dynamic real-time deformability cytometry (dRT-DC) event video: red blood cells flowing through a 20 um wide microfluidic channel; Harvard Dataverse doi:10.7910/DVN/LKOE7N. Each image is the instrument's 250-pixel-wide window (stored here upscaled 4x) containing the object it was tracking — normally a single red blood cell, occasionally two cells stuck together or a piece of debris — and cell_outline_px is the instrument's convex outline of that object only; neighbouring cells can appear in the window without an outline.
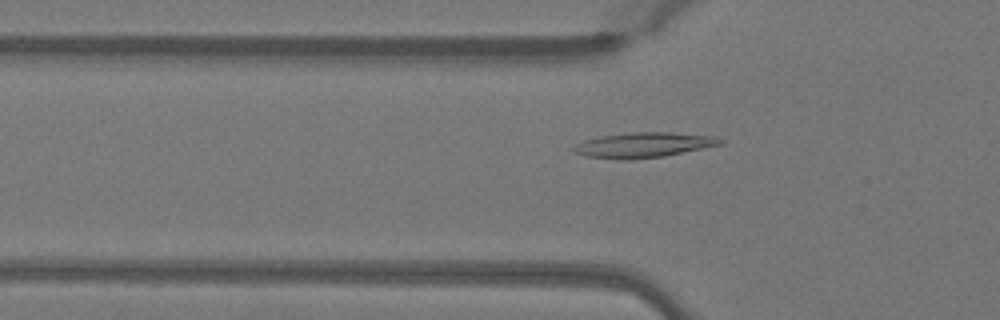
{"species": "Egyptian fruit bat (a non-hibernating species)", "species_latin": "Rousettus aegyptiacus", "temperature_condition": "warm", "stored_images_in_passage": 50, "camera_frame_rate_fps": 3000, "um_per_image_px": 0.085, "animal": {"sex": "female"}, "frame": {"image": 1, "passage_image": 17, "time_ms": 5.333, "image_size_px": [1000, 320], "cell_outline_px": [[724, 144], [664, 156], [628, 160], [620, 160], [588, 156], [576, 152], [572, 148], [576, 144], [584, 140], [600, 136], [632, 132], [668, 132], [716, 136], [724, 140]], "centroid_in_image_um": [54.75, 12.32], "position_along_channel_um": 71.1, "area_um2": 21.44}}
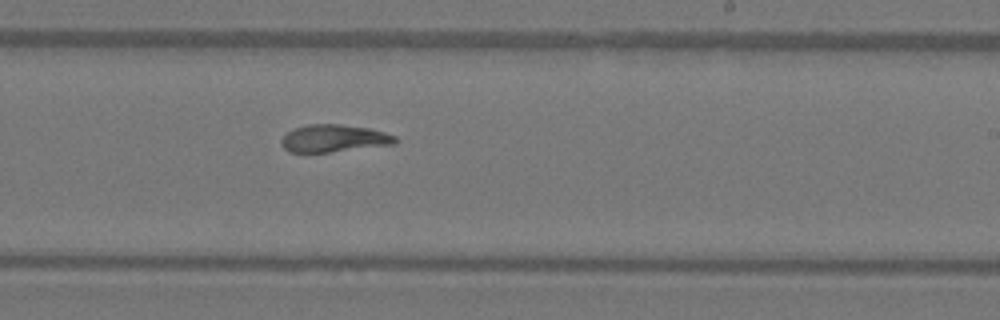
{"frame": {"image": 2, "passage_image": 31, "time_ms": 10.0, "image_size_px": [1000, 320], "cell_outline_px": [[396, 144], [328, 152], [288, 152], [280, 144], [280, 140], [288, 132], [296, 128], [308, 124], [340, 124], [368, 128], [384, 132], [396, 136]], "centroid_in_image_um": [28.37, 11.76], "position_along_channel_um": 260.6, "area_um2": 18.09}}
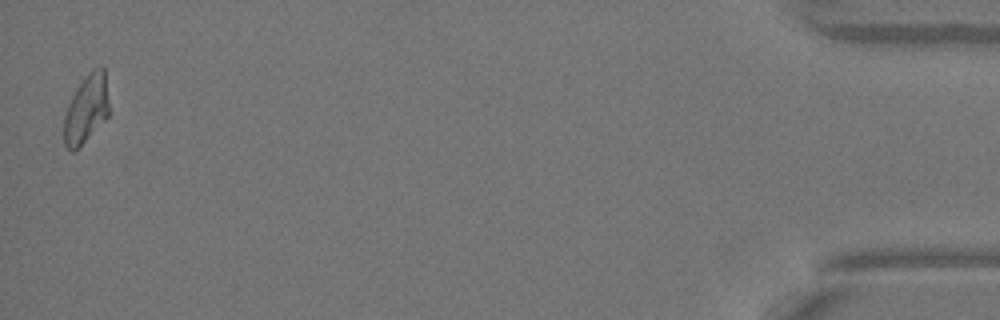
{"frame": {"image": 3, "passage_image": 50, "time_ms": 16.333, "image_size_px": [1000, 320], "cell_outline_px": [[108, 116], [72, 152], [64, 144], [64, 116], [68, 104], [76, 88], [88, 72], [92, 68], [100, 64], [104, 68], [108, 104]], "centroid_in_image_um": [7.32, 9.19], "position_along_channel_um": 427.9, "area_um2": 17.51}, "authors_computed_cell_mechanics": {"area_um2": 18.9584, "velocity_mm_per_s": 4.0579, "shape_relaxation_time_tau1_ms": null, "shape_relaxation_time_tau2_ms": 3.2972, "deformation_change_tau1": null, "deformation_change_tau2": 0.0916}}